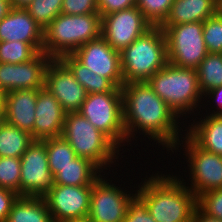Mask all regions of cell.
Masks as SVG:
<instances>
[{
	"label": "cell",
	"mask_w": 222,
	"mask_h": 222,
	"mask_svg": "<svg viewBox=\"0 0 222 222\" xmlns=\"http://www.w3.org/2000/svg\"><path fill=\"white\" fill-rule=\"evenodd\" d=\"M121 90L127 147L130 145L131 150L133 143L136 144L141 137H147L151 141L145 146H158L157 151L162 146V150L166 148L168 151L167 154L170 152L171 159V152L186 133V123L154 92L147 81L124 83Z\"/></svg>",
	"instance_id": "6da1fadb"
},
{
	"label": "cell",
	"mask_w": 222,
	"mask_h": 222,
	"mask_svg": "<svg viewBox=\"0 0 222 222\" xmlns=\"http://www.w3.org/2000/svg\"><path fill=\"white\" fill-rule=\"evenodd\" d=\"M163 172L154 171L150 177L145 176L147 179L141 177L136 195L156 222H192L197 197L176 172Z\"/></svg>",
	"instance_id": "7a4b0ae2"
},
{
	"label": "cell",
	"mask_w": 222,
	"mask_h": 222,
	"mask_svg": "<svg viewBox=\"0 0 222 222\" xmlns=\"http://www.w3.org/2000/svg\"><path fill=\"white\" fill-rule=\"evenodd\" d=\"M147 82L186 125L187 118L192 119V116L199 113L203 94L199 88L196 69L181 68L168 62Z\"/></svg>",
	"instance_id": "3957f363"
},
{
	"label": "cell",
	"mask_w": 222,
	"mask_h": 222,
	"mask_svg": "<svg viewBox=\"0 0 222 222\" xmlns=\"http://www.w3.org/2000/svg\"><path fill=\"white\" fill-rule=\"evenodd\" d=\"M61 136L70 144L77 157L89 159L103 173L108 169L107 173L116 171V166L119 168V160L126 156L122 155V150L107 135L94 127L79 112L65 114ZM113 167L115 169H112Z\"/></svg>",
	"instance_id": "277c9868"
},
{
	"label": "cell",
	"mask_w": 222,
	"mask_h": 222,
	"mask_svg": "<svg viewBox=\"0 0 222 222\" xmlns=\"http://www.w3.org/2000/svg\"><path fill=\"white\" fill-rule=\"evenodd\" d=\"M100 13L57 15L43 29V48L51 59L73 54L83 44L101 36Z\"/></svg>",
	"instance_id": "5b68a950"
},
{
	"label": "cell",
	"mask_w": 222,
	"mask_h": 222,
	"mask_svg": "<svg viewBox=\"0 0 222 222\" xmlns=\"http://www.w3.org/2000/svg\"><path fill=\"white\" fill-rule=\"evenodd\" d=\"M124 83L147 81L167 63L166 38L159 26H153L120 51Z\"/></svg>",
	"instance_id": "8992f818"
},
{
	"label": "cell",
	"mask_w": 222,
	"mask_h": 222,
	"mask_svg": "<svg viewBox=\"0 0 222 222\" xmlns=\"http://www.w3.org/2000/svg\"><path fill=\"white\" fill-rule=\"evenodd\" d=\"M181 150L184 151L182 153L183 156L185 155L184 159H186L183 164L188 163L186 164L187 167L184 165L185 170H183L187 180L184 179L183 173L180 172L181 169L177 171L178 177L196 197L206 191L222 188V156L204 150L187 133L182 136L171 153L174 154L175 152L177 158V152H180L178 154L180 155L182 154Z\"/></svg>",
	"instance_id": "52a82bcc"
},
{
	"label": "cell",
	"mask_w": 222,
	"mask_h": 222,
	"mask_svg": "<svg viewBox=\"0 0 222 222\" xmlns=\"http://www.w3.org/2000/svg\"><path fill=\"white\" fill-rule=\"evenodd\" d=\"M110 174L103 173L92 185L87 216L92 222H123L129 202L137 193V184L136 187L135 184L131 185L133 184V179L129 180L130 184L127 180L126 182L123 181V185H119L120 178L116 176L118 174L117 171L113 172L115 175ZM112 176L117 177V180ZM116 181L118 184H116ZM125 183H127L126 185L129 184L130 187L124 186ZM125 187L130 188V190Z\"/></svg>",
	"instance_id": "ba28073f"
},
{
	"label": "cell",
	"mask_w": 222,
	"mask_h": 222,
	"mask_svg": "<svg viewBox=\"0 0 222 222\" xmlns=\"http://www.w3.org/2000/svg\"><path fill=\"white\" fill-rule=\"evenodd\" d=\"M78 112L107 135L123 153L129 150L125 148L127 136L123 124L122 92L87 94Z\"/></svg>",
	"instance_id": "9c48e42d"
},
{
	"label": "cell",
	"mask_w": 222,
	"mask_h": 222,
	"mask_svg": "<svg viewBox=\"0 0 222 222\" xmlns=\"http://www.w3.org/2000/svg\"><path fill=\"white\" fill-rule=\"evenodd\" d=\"M159 27L165 34L168 62L177 67L196 69L208 54L203 22Z\"/></svg>",
	"instance_id": "30bf717a"
},
{
	"label": "cell",
	"mask_w": 222,
	"mask_h": 222,
	"mask_svg": "<svg viewBox=\"0 0 222 222\" xmlns=\"http://www.w3.org/2000/svg\"><path fill=\"white\" fill-rule=\"evenodd\" d=\"M53 185L45 139L34 140L21 157L19 196L44 197Z\"/></svg>",
	"instance_id": "8fae6325"
},
{
	"label": "cell",
	"mask_w": 222,
	"mask_h": 222,
	"mask_svg": "<svg viewBox=\"0 0 222 222\" xmlns=\"http://www.w3.org/2000/svg\"><path fill=\"white\" fill-rule=\"evenodd\" d=\"M153 26L134 6L102 17L101 36L115 50L121 51Z\"/></svg>",
	"instance_id": "7c38bea8"
},
{
	"label": "cell",
	"mask_w": 222,
	"mask_h": 222,
	"mask_svg": "<svg viewBox=\"0 0 222 222\" xmlns=\"http://www.w3.org/2000/svg\"><path fill=\"white\" fill-rule=\"evenodd\" d=\"M92 185L54 184L44 196L53 222L82 219L88 216Z\"/></svg>",
	"instance_id": "4fadbf2b"
},
{
	"label": "cell",
	"mask_w": 222,
	"mask_h": 222,
	"mask_svg": "<svg viewBox=\"0 0 222 222\" xmlns=\"http://www.w3.org/2000/svg\"><path fill=\"white\" fill-rule=\"evenodd\" d=\"M72 55L115 87L121 88L124 84L120 51L113 49L102 36L83 44Z\"/></svg>",
	"instance_id": "5bb4252c"
},
{
	"label": "cell",
	"mask_w": 222,
	"mask_h": 222,
	"mask_svg": "<svg viewBox=\"0 0 222 222\" xmlns=\"http://www.w3.org/2000/svg\"><path fill=\"white\" fill-rule=\"evenodd\" d=\"M44 87L59 101L66 113L78 112L87 96L85 88L60 59H51L48 63Z\"/></svg>",
	"instance_id": "9a60e30c"
},
{
	"label": "cell",
	"mask_w": 222,
	"mask_h": 222,
	"mask_svg": "<svg viewBox=\"0 0 222 222\" xmlns=\"http://www.w3.org/2000/svg\"><path fill=\"white\" fill-rule=\"evenodd\" d=\"M51 58L39 52L24 63H0V90L5 94L13 90L44 88L45 71Z\"/></svg>",
	"instance_id": "2e32d148"
},
{
	"label": "cell",
	"mask_w": 222,
	"mask_h": 222,
	"mask_svg": "<svg viewBox=\"0 0 222 222\" xmlns=\"http://www.w3.org/2000/svg\"><path fill=\"white\" fill-rule=\"evenodd\" d=\"M22 41L32 45L38 52L43 48V28L25 8H11L0 21V42Z\"/></svg>",
	"instance_id": "e0dca14e"
},
{
	"label": "cell",
	"mask_w": 222,
	"mask_h": 222,
	"mask_svg": "<svg viewBox=\"0 0 222 222\" xmlns=\"http://www.w3.org/2000/svg\"><path fill=\"white\" fill-rule=\"evenodd\" d=\"M65 114L66 112L59 101L45 87L38 90L34 140L60 137L64 127Z\"/></svg>",
	"instance_id": "ac0fdd59"
},
{
	"label": "cell",
	"mask_w": 222,
	"mask_h": 222,
	"mask_svg": "<svg viewBox=\"0 0 222 222\" xmlns=\"http://www.w3.org/2000/svg\"><path fill=\"white\" fill-rule=\"evenodd\" d=\"M39 89L13 90L4 94L5 122L27 131L34 139V120Z\"/></svg>",
	"instance_id": "d6986e66"
},
{
	"label": "cell",
	"mask_w": 222,
	"mask_h": 222,
	"mask_svg": "<svg viewBox=\"0 0 222 222\" xmlns=\"http://www.w3.org/2000/svg\"><path fill=\"white\" fill-rule=\"evenodd\" d=\"M196 116L188 120L185 132L204 150L222 156V115Z\"/></svg>",
	"instance_id": "ffe728a7"
},
{
	"label": "cell",
	"mask_w": 222,
	"mask_h": 222,
	"mask_svg": "<svg viewBox=\"0 0 222 222\" xmlns=\"http://www.w3.org/2000/svg\"><path fill=\"white\" fill-rule=\"evenodd\" d=\"M219 10V0H174L160 26L204 22Z\"/></svg>",
	"instance_id": "44dd1931"
},
{
	"label": "cell",
	"mask_w": 222,
	"mask_h": 222,
	"mask_svg": "<svg viewBox=\"0 0 222 222\" xmlns=\"http://www.w3.org/2000/svg\"><path fill=\"white\" fill-rule=\"evenodd\" d=\"M103 172L89 159L76 157L71 164L59 168L54 184L69 186L93 185Z\"/></svg>",
	"instance_id": "7402d4cb"
},
{
	"label": "cell",
	"mask_w": 222,
	"mask_h": 222,
	"mask_svg": "<svg viewBox=\"0 0 222 222\" xmlns=\"http://www.w3.org/2000/svg\"><path fill=\"white\" fill-rule=\"evenodd\" d=\"M6 222H53L44 197L18 196Z\"/></svg>",
	"instance_id": "603a6c76"
},
{
	"label": "cell",
	"mask_w": 222,
	"mask_h": 222,
	"mask_svg": "<svg viewBox=\"0 0 222 222\" xmlns=\"http://www.w3.org/2000/svg\"><path fill=\"white\" fill-rule=\"evenodd\" d=\"M60 60L70 69L75 79L85 88L87 94L122 92L121 88L115 87L107 78L89 70L72 54L64 55Z\"/></svg>",
	"instance_id": "cb8c5ba5"
},
{
	"label": "cell",
	"mask_w": 222,
	"mask_h": 222,
	"mask_svg": "<svg viewBox=\"0 0 222 222\" xmlns=\"http://www.w3.org/2000/svg\"><path fill=\"white\" fill-rule=\"evenodd\" d=\"M33 141L29 132L4 122L0 127V157L21 158Z\"/></svg>",
	"instance_id": "d4e9b609"
},
{
	"label": "cell",
	"mask_w": 222,
	"mask_h": 222,
	"mask_svg": "<svg viewBox=\"0 0 222 222\" xmlns=\"http://www.w3.org/2000/svg\"><path fill=\"white\" fill-rule=\"evenodd\" d=\"M202 94L222 86V53H208L196 68Z\"/></svg>",
	"instance_id": "484cf974"
},
{
	"label": "cell",
	"mask_w": 222,
	"mask_h": 222,
	"mask_svg": "<svg viewBox=\"0 0 222 222\" xmlns=\"http://www.w3.org/2000/svg\"><path fill=\"white\" fill-rule=\"evenodd\" d=\"M48 156L49 170L53 177L59 172V168L71 164L77 156L70 144L62 137L45 139Z\"/></svg>",
	"instance_id": "4316f807"
},
{
	"label": "cell",
	"mask_w": 222,
	"mask_h": 222,
	"mask_svg": "<svg viewBox=\"0 0 222 222\" xmlns=\"http://www.w3.org/2000/svg\"><path fill=\"white\" fill-rule=\"evenodd\" d=\"M38 53L32 45L26 42H0V63H24L32 60Z\"/></svg>",
	"instance_id": "83f0119b"
},
{
	"label": "cell",
	"mask_w": 222,
	"mask_h": 222,
	"mask_svg": "<svg viewBox=\"0 0 222 222\" xmlns=\"http://www.w3.org/2000/svg\"><path fill=\"white\" fill-rule=\"evenodd\" d=\"M63 0H33L25 7L35 22L43 29L61 14Z\"/></svg>",
	"instance_id": "f1b7e54d"
},
{
	"label": "cell",
	"mask_w": 222,
	"mask_h": 222,
	"mask_svg": "<svg viewBox=\"0 0 222 222\" xmlns=\"http://www.w3.org/2000/svg\"><path fill=\"white\" fill-rule=\"evenodd\" d=\"M21 158L0 157V188L19 195Z\"/></svg>",
	"instance_id": "f546056e"
},
{
	"label": "cell",
	"mask_w": 222,
	"mask_h": 222,
	"mask_svg": "<svg viewBox=\"0 0 222 222\" xmlns=\"http://www.w3.org/2000/svg\"><path fill=\"white\" fill-rule=\"evenodd\" d=\"M203 39L208 53H222V11L203 22Z\"/></svg>",
	"instance_id": "4dcf8cb0"
},
{
	"label": "cell",
	"mask_w": 222,
	"mask_h": 222,
	"mask_svg": "<svg viewBox=\"0 0 222 222\" xmlns=\"http://www.w3.org/2000/svg\"><path fill=\"white\" fill-rule=\"evenodd\" d=\"M174 0H136V6L152 26H160L169 14Z\"/></svg>",
	"instance_id": "1f68e13d"
},
{
	"label": "cell",
	"mask_w": 222,
	"mask_h": 222,
	"mask_svg": "<svg viewBox=\"0 0 222 222\" xmlns=\"http://www.w3.org/2000/svg\"><path fill=\"white\" fill-rule=\"evenodd\" d=\"M197 208L205 215L222 220V188L209 190L199 195Z\"/></svg>",
	"instance_id": "d6a6232c"
},
{
	"label": "cell",
	"mask_w": 222,
	"mask_h": 222,
	"mask_svg": "<svg viewBox=\"0 0 222 222\" xmlns=\"http://www.w3.org/2000/svg\"><path fill=\"white\" fill-rule=\"evenodd\" d=\"M123 222H156L147 210L146 204L135 195L129 202Z\"/></svg>",
	"instance_id": "836d02e7"
},
{
	"label": "cell",
	"mask_w": 222,
	"mask_h": 222,
	"mask_svg": "<svg viewBox=\"0 0 222 222\" xmlns=\"http://www.w3.org/2000/svg\"><path fill=\"white\" fill-rule=\"evenodd\" d=\"M98 13L97 0H63L61 14Z\"/></svg>",
	"instance_id": "e575fe53"
},
{
	"label": "cell",
	"mask_w": 222,
	"mask_h": 222,
	"mask_svg": "<svg viewBox=\"0 0 222 222\" xmlns=\"http://www.w3.org/2000/svg\"><path fill=\"white\" fill-rule=\"evenodd\" d=\"M202 101V109H200L197 115H222V86L215 87L204 93ZM212 103L214 104L213 106L211 105ZM205 105H208V107H206ZM203 109H205L206 111ZM203 111H205L204 114L202 113Z\"/></svg>",
	"instance_id": "d590c367"
},
{
	"label": "cell",
	"mask_w": 222,
	"mask_h": 222,
	"mask_svg": "<svg viewBox=\"0 0 222 222\" xmlns=\"http://www.w3.org/2000/svg\"><path fill=\"white\" fill-rule=\"evenodd\" d=\"M97 6L102 18L110 13L136 6V0H97Z\"/></svg>",
	"instance_id": "8d00e7d4"
},
{
	"label": "cell",
	"mask_w": 222,
	"mask_h": 222,
	"mask_svg": "<svg viewBox=\"0 0 222 222\" xmlns=\"http://www.w3.org/2000/svg\"><path fill=\"white\" fill-rule=\"evenodd\" d=\"M18 196L11 190L0 188V222H6L12 204Z\"/></svg>",
	"instance_id": "74e56055"
},
{
	"label": "cell",
	"mask_w": 222,
	"mask_h": 222,
	"mask_svg": "<svg viewBox=\"0 0 222 222\" xmlns=\"http://www.w3.org/2000/svg\"><path fill=\"white\" fill-rule=\"evenodd\" d=\"M192 222H222V220L205 215L196 208L192 217Z\"/></svg>",
	"instance_id": "f35d334b"
},
{
	"label": "cell",
	"mask_w": 222,
	"mask_h": 222,
	"mask_svg": "<svg viewBox=\"0 0 222 222\" xmlns=\"http://www.w3.org/2000/svg\"><path fill=\"white\" fill-rule=\"evenodd\" d=\"M11 4L0 0V21L9 13Z\"/></svg>",
	"instance_id": "ab89813d"
},
{
	"label": "cell",
	"mask_w": 222,
	"mask_h": 222,
	"mask_svg": "<svg viewBox=\"0 0 222 222\" xmlns=\"http://www.w3.org/2000/svg\"><path fill=\"white\" fill-rule=\"evenodd\" d=\"M33 0H11L12 8H25L29 5Z\"/></svg>",
	"instance_id": "60d3db41"
},
{
	"label": "cell",
	"mask_w": 222,
	"mask_h": 222,
	"mask_svg": "<svg viewBox=\"0 0 222 222\" xmlns=\"http://www.w3.org/2000/svg\"><path fill=\"white\" fill-rule=\"evenodd\" d=\"M64 222H92L88 219V217L86 218H82V219H72V220H67V221H64Z\"/></svg>",
	"instance_id": "b9f144b4"
},
{
	"label": "cell",
	"mask_w": 222,
	"mask_h": 222,
	"mask_svg": "<svg viewBox=\"0 0 222 222\" xmlns=\"http://www.w3.org/2000/svg\"><path fill=\"white\" fill-rule=\"evenodd\" d=\"M4 93L0 90V112H3Z\"/></svg>",
	"instance_id": "7bdbcfd3"
},
{
	"label": "cell",
	"mask_w": 222,
	"mask_h": 222,
	"mask_svg": "<svg viewBox=\"0 0 222 222\" xmlns=\"http://www.w3.org/2000/svg\"><path fill=\"white\" fill-rule=\"evenodd\" d=\"M4 122H5V118H4V111H3V112H0V127Z\"/></svg>",
	"instance_id": "ee69618b"
},
{
	"label": "cell",
	"mask_w": 222,
	"mask_h": 222,
	"mask_svg": "<svg viewBox=\"0 0 222 222\" xmlns=\"http://www.w3.org/2000/svg\"><path fill=\"white\" fill-rule=\"evenodd\" d=\"M219 10L222 11V0H219Z\"/></svg>",
	"instance_id": "f6af8a7d"
},
{
	"label": "cell",
	"mask_w": 222,
	"mask_h": 222,
	"mask_svg": "<svg viewBox=\"0 0 222 222\" xmlns=\"http://www.w3.org/2000/svg\"><path fill=\"white\" fill-rule=\"evenodd\" d=\"M2 1H5V2H8V3L11 4V0H2Z\"/></svg>",
	"instance_id": "bcb514c9"
}]
</instances>
